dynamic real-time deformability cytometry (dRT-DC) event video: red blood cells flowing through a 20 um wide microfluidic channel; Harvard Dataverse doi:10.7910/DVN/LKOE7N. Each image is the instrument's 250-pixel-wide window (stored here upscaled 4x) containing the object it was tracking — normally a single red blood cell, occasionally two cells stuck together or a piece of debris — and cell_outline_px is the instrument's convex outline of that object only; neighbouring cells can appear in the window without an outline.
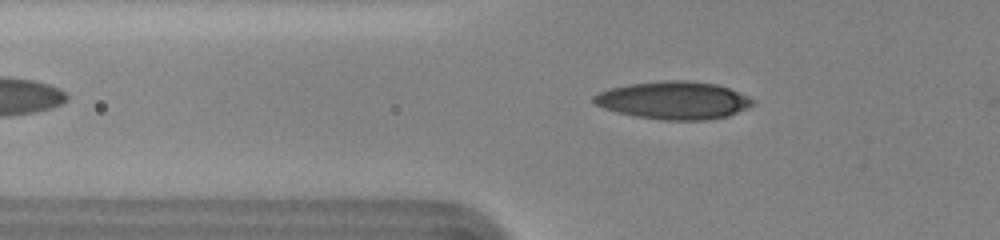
{"species": "human", "species_latin": "Homo sapiens", "temperature_condition": "cold", "stored_images_in_passage": 32, "camera_frame_rate_fps": 3000, "um_per_image_px": 0.085, "donor": {"sex": "female"}, "frame": {"image": 1, "passage_image": 5, "time_ms": 2.333, "image_size_px": [1000, 240], "cell_outline_px": [[756, 104], [748, 108], [728, 116], [708, 120], [664, 120], [632, 116], [616, 112], [604, 108], [596, 104], [592, 100], [592, 96], [600, 92], [612, 88], [628, 84], [668, 80], [684, 80], [716, 84], [728, 88], [748, 96], [756, 100]], "centroid_in_image_um": [57.29, 8.54], "position_along_channel_um": 68.5, "area_um2": 35.08}, "authors_computed_cell_mechanics": {"area_um2": 33.0905, "velocity_mm_per_s": 3.6052, "shape_relaxation_time_tau1_ms": 6.607, "shape_relaxation_time_tau2_ms": 2.1549, "deformation_change_tau1": 0.1767, "deformation_change_tau2": 0.0716}}